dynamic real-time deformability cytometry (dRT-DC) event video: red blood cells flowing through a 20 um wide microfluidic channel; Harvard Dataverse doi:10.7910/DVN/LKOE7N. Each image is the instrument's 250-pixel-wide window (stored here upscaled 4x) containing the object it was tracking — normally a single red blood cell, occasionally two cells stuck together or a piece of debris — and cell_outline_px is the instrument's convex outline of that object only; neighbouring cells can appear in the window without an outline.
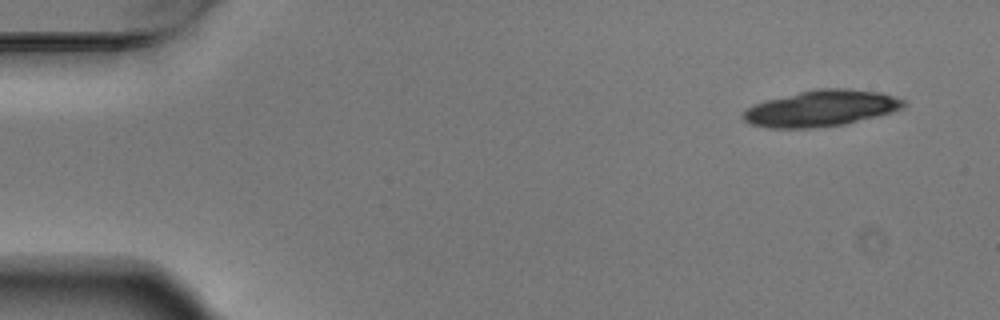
{"species": "Egyptian fruit bat (a non-hibernating species)", "species_latin": "Rousettus aegyptiacus", "temperature_condition": "warm", "stored_images_in_passage": 9, "camera_frame_rate_fps": 3000, "um_per_image_px": 0.085, "animal": {"sex": "male"}, "frame": {"image": 1, "passage_image": 1, "time_ms": 0.0, "image_size_px": [1000, 320], "cell_outline_px": [[908, 104], [904, 108], [892, 112], [844, 124], [812, 128], [768, 128], [748, 124], [744, 120], [744, 112], [748, 108], [764, 100], [816, 88], [848, 88], [880, 92], [896, 96], [904, 100]], "centroid_in_image_um": [69.83, 9.2], "position_along_channel_um": 15.2, "area_um2": 33.93}}
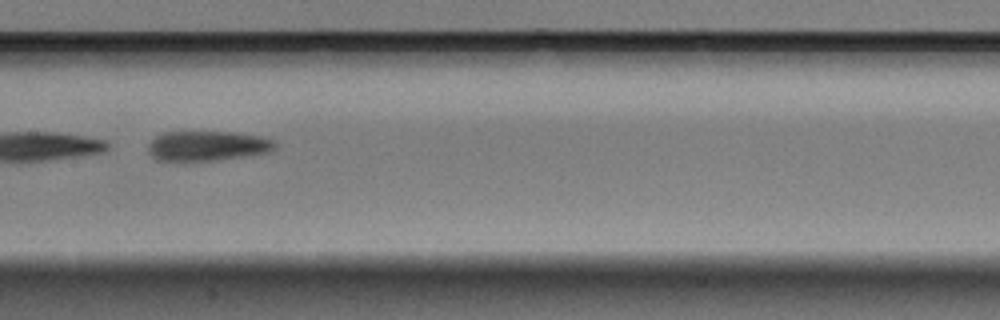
{"frame": {"image": 2, "passage_image": 7, "time_ms": 2.0, "image_size_px": [1000, 320], "cell_outline_px": [[276, 148], [268, 152], [248, 156], [216, 160], [156, 160], [148, 152], [148, 144], [156, 136], [164, 132], [236, 132], [260, 136], [276, 140]], "centroid_in_image_um": [17.67, 12.39], "position_along_channel_um": 189.7, "area_um2": 22.14}}
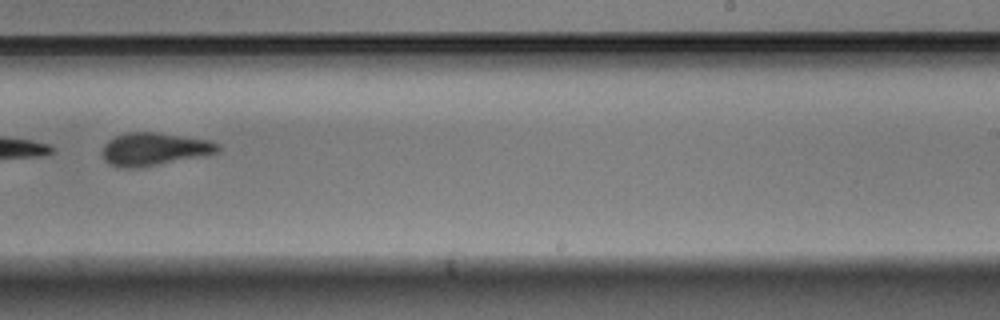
{"frame": {"image": 3, "passage_image": 9, "time_ms": 2.667, "image_size_px": [1000, 320], "cell_outline_px": [[220, 152], [208, 156], [136, 168], [124, 168], [108, 164], [104, 160], [100, 152], [104, 144], [108, 140], [116, 136], [128, 132], [156, 132], [208, 140], [220, 144]], "centroid_in_image_um": [13.12, 12.69], "position_along_channel_um": 275.9, "area_um2": 22.48}}